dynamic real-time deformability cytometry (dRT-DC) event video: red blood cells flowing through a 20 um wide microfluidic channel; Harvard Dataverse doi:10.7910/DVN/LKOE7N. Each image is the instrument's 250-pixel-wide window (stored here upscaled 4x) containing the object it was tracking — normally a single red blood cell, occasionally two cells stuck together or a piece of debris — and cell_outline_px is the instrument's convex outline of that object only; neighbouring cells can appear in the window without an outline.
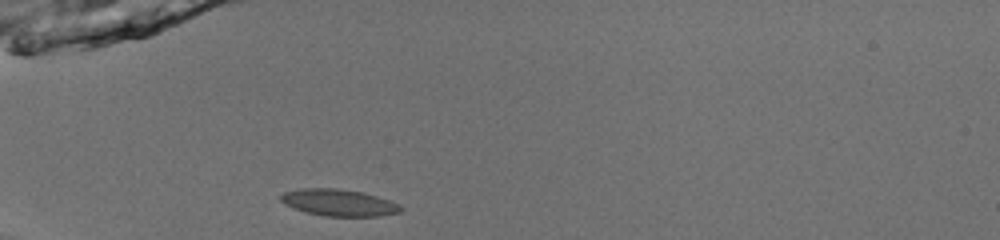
{"species": "common noctule bat (a hibernating species)", "species_latin": "Nyctalus noctula", "temperature_condition": "room temperature", "stored_images_in_passage": 35, "camera_frame_rate_fps": 3000, "um_per_image_px": 0.085, "animal": {"sex": "male", "body_mass_g": 13.0, "forearm_length_mm": 53.1}, "frame": {"image": 1, "passage_image": 1, "time_ms": 0.0, "image_size_px": [1000, 240], "cell_outline_px": [[404, 208], [400, 212], [380, 216], [324, 216], [304, 212], [284, 204], [280, 200], [280, 196], [284, 192], [300, 188], [336, 188], [360, 192], [376, 196], [400, 204]], "centroid_in_image_um": [28.78, 17.23], "position_along_channel_um": 56.2, "area_um2": 18.73}}
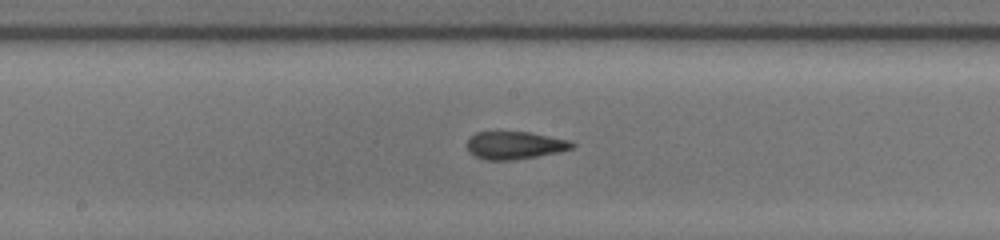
{"frame": {"image": 2, "passage_image": 13, "time_ms": 4.0, "image_size_px": [1000, 240], "cell_outline_px": [[576, 144], [572, 148], [560, 152], [512, 160], [488, 160], [476, 156], [468, 152], [468, 140], [476, 132], [532, 132], [568, 140]], "centroid_in_image_um": [43.77, 12.35], "position_along_channel_um": 204.4, "area_um2": 16.82}}
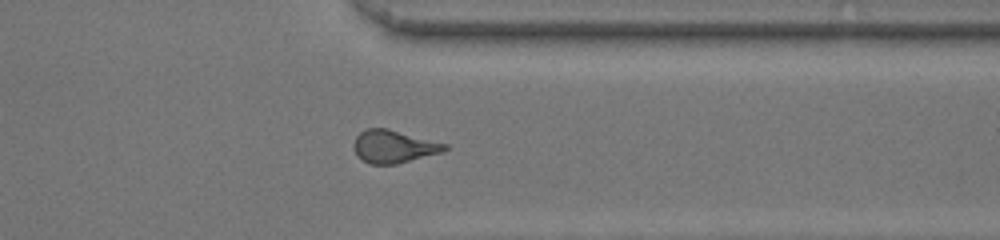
{"frame": {"image": 3, "passage_image": 26, "time_ms": 8.333, "image_size_px": [1000, 240], "cell_outline_px": [[448, 148], [444, 152], [396, 164], [368, 164], [352, 148], [352, 144], [356, 136], [360, 132], [368, 128], [384, 128], [448, 144]], "centroid_in_image_um": [33.46, 12.46], "position_along_channel_um": 377.9, "area_um2": 17.22}, "authors_computed_cell_mechanics": {"area_um2": 17.1088, "velocity_mm_per_s": 4.016, "shape_relaxation_time_tau1_ms": null, "shape_relaxation_time_tau2_ms": 2.0961, "deformation_change_tau1": null, "deformation_change_tau2": 0.0968}}